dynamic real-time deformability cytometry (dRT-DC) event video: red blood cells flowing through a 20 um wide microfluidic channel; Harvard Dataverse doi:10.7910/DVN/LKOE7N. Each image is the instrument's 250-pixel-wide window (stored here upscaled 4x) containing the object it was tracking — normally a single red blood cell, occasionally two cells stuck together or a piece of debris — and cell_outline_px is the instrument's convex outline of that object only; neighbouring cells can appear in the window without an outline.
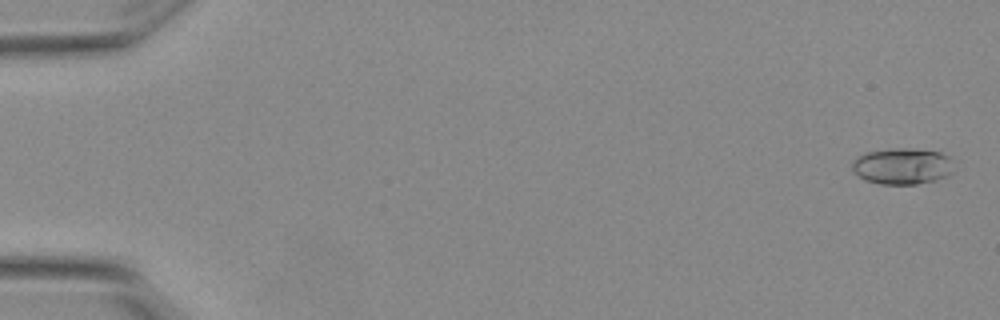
{"species": "Egyptian fruit bat (a non-hibernating species)", "species_latin": "Rousettus aegyptiacus", "temperature_condition": "warm", "stored_images_in_passage": 4, "camera_frame_rate_fps": 3000, "um_per_image_px": 0.085, "animal": {"sex": "female"}, "frame": {"image": 1, "passage_image": 1, "time_ms": 0.0, "image_size_px": [1000, 320], "cell_outline_px": [[948, 176], [936, 180], [916, 184], [880, 184], [864, 180], [852, 168], [852, 160], [856, 156], [868, 152], [900, 148], [940, 152], [948, 156]], "centroid_in_image_um": [76.61, 14.14], "position_along_channel_um": 8.4, "area_um2": 20.87}}